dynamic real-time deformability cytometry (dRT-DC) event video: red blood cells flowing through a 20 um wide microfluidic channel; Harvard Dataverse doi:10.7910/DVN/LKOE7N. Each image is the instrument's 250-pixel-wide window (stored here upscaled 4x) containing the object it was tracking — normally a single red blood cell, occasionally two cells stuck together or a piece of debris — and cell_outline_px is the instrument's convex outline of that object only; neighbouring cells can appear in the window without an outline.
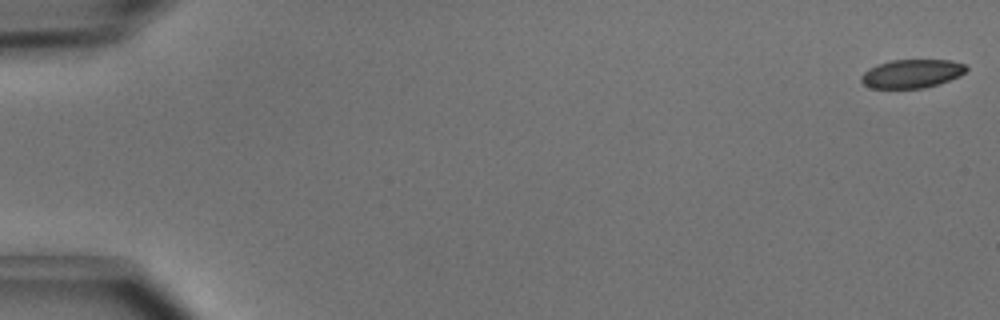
{"species": "common noctule bat (a hibernating species)", "species_latin": "Nyctalus noctula", "temperature_condition": "cold", "stored_images_in_passage": 10, "camera_frame_rate_fps": 3000, "um_per_image_px": 0.085, "animal": {"sex": "male", "body_mass_g": 15.6}, "frame": {"image": 1, "passage_image": 1, "time_ms": 0.0, "image_size_px": [1000, 320], "cell_outline_px": [[968, 68], [960, 76], [924, 88], [872, 88], [864, 84], [860, 80], [860, 76], [868, 68], [876, 64], [892, 60], [952, 60], [964, 64]], "centroid_in_image_um": [77.47, 6.25], "position_along_channel_um": 7.5, "area_um2": 17.46}}